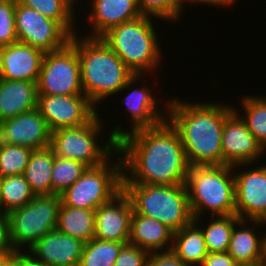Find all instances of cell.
I'll use <instances>...</instances> for the list:
<instances>
[{"instance_id": "cell-35", "label": "cell", "mask_w": 266, "mask_h": 266, "mask_svg": "<svg viewBox=\"0 0 266 266\" xmlns=\"http://www.w3.org/2000/svg\"><path fill=\"white\" fill-rule=\"evenodd\" d=\"M15 8L16 0H0V47L18 42Z\"/></svg>"}, {"instance_id": "cell-38", "label": "cell", "mask_w": 266, "mask_h": 266, "mask_svg": "<svg viewBox=\"0 0 266 266\" xmlns=\"http://www.w3.org/2000/svg\"><path fill=\"white\" fill-rule=\"evenodd\" d=\"M228 252L208 253L200 266H238Z\"/></svg>"}, {"instance_id": "cell-40", "label": "cell", "mask_w": 266, "mask_h": 266, "mask_svg": "<svg viewBox=\"0 0 266 266\" xmlns=\"http://www.w3.org/2000/svg\"><path fill=\"white\" fill-rule=\"evenodd\" d=\"M12 266H46L28 252L14 251Z\"/></svg>"}, {"instance_id": "cell-6", "label": "cell", "mask_w": 266, "mask_h": 266, "mask_svg": "<svg viewBox=\"0 0 266 266\" xmlns=\"http://www.w3.org/2000/svg\"><path fill=\"white\" fill-rule=\"evenodd\" d=\"M133 211L154 218L173 232L193 221L185 184L174 186L122 184Z\"/></svg>"}, {"instance_id": "cell-18", "label": "cell", "mask_w": 266, "mask_h": 266, "mask_svg": "<svg viewBox=\"0 0 266 266\" xmlns=\"http://www.w3.org/2000/svg\"><path fill=\"white\" fill-rule=\"evenodd\" d=\"M84 243L56 229L26 251L46 266H79Z\"/></svg>"}, {"instance_id": "cell-31", "label": "cell", "mask_w": 266, "mask_h": 266, "mask_svg": "<svg viewBox=\"0 0 266 266\" xmlns=\"http://www.w3.org/2000/svg\"><path fill=\"white\" fill-rule=\"evenodd\" d=\"M244 109L241 118L257 142L266 149V97L246 96L242 101Z\"/></svg>"}, {"instance_id": "cell-42", "label": "cell", "mask_w": 266, "mask_h": 266, "mask_svg": "<svg viewBox=\"0 0 266 266\" xmlns=\"http://www.w3.org/2000/svg\"><path fill=\"white\" fill-rule=\"evenodd\" d=\"M14 254H0V266H12Z\"/></svg>"}, {"instance_id": "cell-26", "label": "cell", "mask_w": 266, "mask_h": 266, "mask_svg": "<svg viewBox=\"0 0 266 266\" xmlns=\"http://www.w3.org/2000/svg\"><path fill=\"white\" fill-rule=\"evenodd\" d=\"M57 230L83 242L90 241L95 237V210L61 204Z\"/></svg>"}, {"instance_id": "cell-29", "label": "cell", "mask_w": 266, "mask_h": 266, "mask_svg": "<svg viewBox=\"0 0 266 266\" xmlns=\"http://www.w3.org/2000/svg\"><path fill=\"white\" fill-rule=\"evenodd\" d=\"M0 191L6 214L23 207L35 197L23 174L0 178Z\"/></svg>"}, {"instance_id": "cell-4", "label": "cell", "mask_w": 266, "mask_h": 266, "mask_svg": "<svg viewBox=\"0 0 266 266\" xmlns=\"http://www.w3.org/2000/svg\"><path fill=\"white\" fill-rule=\"evenodd\" d=\"M233 171L230 165L189 167L185 185L193 218L200 219L207 209L215 217L235 214Z\"/></svg>"}, {"instance_id": "cell-32", "label": "cell", "mask_w": 266, "mask_h": 266, "mask_svg": "<svg viewBox=\"0 0 266 266\" xmlns=\"http://www.w3.org/2000/svg\"><path fill=\"white\" fill-rule=\"evenodd\" d=\"M88 168L80 161L54 156L52 167V194L60 195L74 184Z\"/></svg>"}, {"instance_id": "cell-10", "label": "cell", "mask_w": 266, "mask_h": 266, "mask_svg": "<svg viewBox=\"0 0 266 266\" xmlns=\"http://www.w3.org/2000/svg\"><path fill=\"white\" fill-rule=\"evenodd\" d=\"M37 89L38 95L84 94L78 53L70 43L60 50L45 53Z\"/></svg>"}, {"instance_id": "cell-2", "label": "cell", "mask_w": 266, "mask_h": 266, "mask_svg": "<svg viewBox=\"0 0 266 266\" xmlns=\"http://www.w3.org/2000/svg\"><path fill=\"white\" fill-rule=\"evenodd\" d=\"M167 120L178 131L190 166H220L223 163L222 131L231 106L168 100ZM168 113V114H167Z\"/></svg>"}, {"instance_id": "cell-21", "label": "cell", "mask_w": 266, "mask_h": 266, "mask_svg": "<svg viewBox=\"0 0 266 266\" xmlns=\"http://www.w3.org/2000/svg\"><path fill=\"white\" fill-rule=\"evenodd\" d=\"M248 221L249 220H240L238 222L240 229L239 227L237 229L234 226L227 250L239 265L263 263L266 233L263 237H258L256 229L260 227L261 224H266V222L261 220H251L253 223L251 225H255V227H247L246 225L248 224Z\"/></svg>"}, {"instance_id": "cell-39", "label": "cell", "mask_w": 266, "mask_h": 266, "mask_svg": "<svg viewBox=\"0 0 266 266\" xmlns=\"http://www.w3.org/2000/svg\"><path fill=\"white\" fill-rule=\"evenodd\" d=\"M0 254H14L9 238L8 214L0 213Z\"/></svg>"}, {"instance_id": "cell-20", "label": "cell", "mask_w": 266, "mask_h": 266, "mask_svg": "<svg viewBox=\"0 0 266 266\" xmlns=\"http://www.w3.org/2000/svg\"><path fill=\"white\" fill-rule=\"evenodd\" d=\"M173 235L174 232L160 221L133 211L129 244L148 253L166 252L172 249Z\"/></svg>"}, {"instance_id": "cell-41", "label": "cell", "mask_w": 266, "mask_h": 266, "mask_svg": "<svg viewBox=\"0 0 266 266\" xmlns=\"http://www.w3.org/2000/svg\"><path fill=\"white\" fill-rule=\"evenodd\" d=\"M236 1H238V0H181V3L183 5L184 2H187V3L190 2V4H192V2H193V3H199V4H201V3L209 4L211 6L214 5V6H222V7L227 6V7H229L230 5L232 6L233 3Z\"/></svg>"}, {"instance_id": "cell-8", "label": "cell", "mask_w": 266, "mask_h": 266, "mask_svg": "<svg viewBox=\"0 0 266 266\" xmlns=\"http://www.w3.org/2000/svg\"><path fill=\"white\" fill-rule=\"evenodd\" d=\"M61 197L58 194L35 196L23 207L8 214L9 238L14 251L32 247L45 234L57 229Z\"/></svg>"}, {"instance_id": "cell-45", "label": "cell", "mask_w": 266, "mask_h": 266, "mask_svg": "<svg viewBox=\"0 0 266 266\" xmlns=\"http://www.w3.org/2000/svg\"><path fill=\"white\" fill-rule=\"evenodd\" d=\"M263 266H266V246H265V253H264V258H263Z\"/></svg>"}, {"instance_id": "cell-16", "label": "cell", "mask_w": 266, "mask_h": 266, "mask_svg": "<svg viewBox=\"0 0 266 266\" xmlns=\"http://www.w3.org/2000/svg\"><path fill=\"white\" fill-rule=\"evenodd\" d=\"M133 206L123 189L95 210V238L129 242Z\"/></svg>"}, {"instance_id": "cell-13", "label": "cell", "mask_w": 266, "mask_h": 266, "mask_svg": "<svg viewBox=\"0 0 266 266\" xmlns=\"http://www.w3.org/2000/svg\"><path fill=\"white\" fill-rule=\"evenodd\" d=\"M226 117L222 131V153L225 165L237 168L257 162L265 150L248 130L237 110ZM262 154V155H261Z\"/></svg>"}, {"instance_id": "cell-12", "label": "cell", "mask_w": 266, "mask_h": 266, "mask_svg": "<svg viewBox=\"0 0 266 266\" xmlns=\"http://www.w3.org/2000/svg\"><path fill=\"white\" fill-rule=\"evenodd\" d=\"M95 108L84 94L38 95L37 109L51 132L89 123L99 114Z\"/></svg>"}, {"instance_id": "cell-3", "label": "cell", "mask_w": 266, "mask_h": 266, "mask_svg": "<svg viewBox=\"0 0 266 266\" xmlns=\"http://www.w3.org/2000/svg\"><path fill=\"white\" fill-rule=\"evenodd\" d=\"M77 34L71 36L69 43L78 53L84 95L95 107L111 95L128 87L130 90L144 76L134 75L100 37L87 35L80 39Z\"/></svg>"}, {"instance_id": "cell-23", "label": "cell", "mask_w": 266, "mask_h": 266, "mask_svg": "<svg viewBox=\"0 0 266 266\" xmlns=\"http://www.w3.org/2000/svg\"><path fill=\"white\" fill-rule=\"evenodd\" d=\"M127 110L130 113L132 130L155 127L167 120L165 114L160 112L157 100L151 95V89L147 86L131 89V92L123 98ZM163 113V114H162Z\"/></svg>"}, {"instance_id": "cell-17", "label": "cell", "mask_w": 266, "mask_h": 266, "mask_svg": "<svg viewBox=\"0 0 266 266\" xmlns=\"http://www.w3.org/2000/svg\"><path fill=\"white\" fill-rule=\"evenodd\" d=\"M45 52L15 42L0 47V79L38 82Z\"/></svg>"}, {"instance_id": "cell-33", "label": "cell", "mask_w": 266, "mask_h": 266, "mask_svg": "<svg viewBox=\"0 0 266 266\" xmlns=\"http://www.w3.org/2000/svg\"><path fill=\"white\" fill-rule=\"evenodd\" d=\"M32 151L29 147L0 143V178L23 174Z\"/></svg>"}, {"instance_id": "cell-1", "label": "cell", "mask_w": 266, "mask_h": 266, "mask_svg": "<svg viewBox=\"0 0 266 266\" xmlns=\"http://www.w3.org/2000/svg\"><path fill=\"white\" fill-rule=\"evenodd\" d=\"M121 127L116 125L110 135L117 141L116 155L123 156L122 184L174 186L186 183L190 165L178 131L168 120L134 131ZM128 171L130 176L126 174Z\"/></svg>"}, {"instance_id": "cell-11", "label": "cell", "mask_w": 266, "mask_h": 266, "mask_svg": "<svg viewBox=\"0 0 266 266\" xmlns=\"http://www.w3.org/2000/svg\"><path fill=\"white\" fill-rule=\"evenodd\" d=\"M15 29L18 42L38 48L45 53L65 47L71 34L58 22L33 8L16 2Z\"/></svg>"}, {"instance_id": "cell-43", "label": "cell", "mask_w": 266, "mask_h": 266, "mask_svg": "<svg viewBox=\"0 0 266 266\" xmlns=\"http://www.w3.org/2000/svg\"><path fill=\"white\" fill-rule=\"evenodd\" d=\"M0 213H5L2 205L1 191H0Z\"/></svg>"}, {"instance_id": "cell-44", "label": "cell", "mask_w": 266, "mask_h": 266, "mask_svg": "<svg viewBox=\"0 0 266 266\" xmlns=\"http://www.w3.org/2000/svg\"><path fill=\"white\" fill-rule=\"evenodd\" d=\"M238 266H263L262 263H258V264H245V265H238Z\"/></svg>"}, {"instance_id": "cell-25", "label": "cell", "mask_w": 266, "mask_h": 266, "mask_svg": "<svg viewBox=\"0 0 266 266\" xmlns=\"http://www.w3.org/2000/svg\"><path fill=\"white\" fill-rule=\"evenodd\" d=\"M54 152L50 146L32 151L23 173L35 196L52 195Z\"/></svg>"}, {"instance_id": "cell-37", "label": "cell", "mask_w": 266, "mask_h": 266, "mask_svg": "<svg viewBox=\"0 0 266 266\" xmlns=\"http://www.w3.org/2000/svg\"><path fill=\"white\" fill-rule=\"evenodd\" d=\"M146 266H189L183 263L171 250L149 253Z\"/></svg>"}, {"instance_id": "cell-22", "label": "cell", "mask_w": 266, "mask_h": 266, "mask_svg": "<svg viewBox=\"0 0 266 266\" xmlns=\"http://www.w3.org/2000/svg\"><path fill=\"white\" fill-rule=\"evenodd\" d=\"M37 83L0 79V121L37 108Z\"/></svg>"}, {"instance_id": "cell-28", "label": "cell", "mask_w": 266, "mask_h": 266, "mask_svg": "<svg viewBox=\"0 0 266 266\" xmlns=\"http://www.w3.org/2000/svg\"><path fill=\"white\" fill-rule=\"evenodd\" d=\"M76 0H16L17 3L33 8L45 17L58 21L71 35L74 31L76 20L74 3ZM73 6V7H72Z\"/></svg>"}, {"instance_id": "cell-27", "label": "cell", "mask_w": 266, "mask_h": 266, "mask_svg": "<svg viewBox=\"0 0 266 266\" xmlns=\"http://www.w3.org/2000/svg\"><path fill=\"white\" fill-rule=\"evenodd\" d=\"M210 223L201 228L208 253L227 252L234 226L241 220L236 214L211 216Z\"/></svg>"}, {"instance_id": "cell-30", "label": "cell", "mask_w": 266, "mask_h": 266, "mask_svg": "<svg viewBox=\"0 0 266 266\" xmlns=\"http://www.w3.org/2000/svg\"><path fill=\"white\" fill-rule=\"evenodd\" d=\"M127 243L94 237L84 243L79 266H113L120 250Z\"/></svg>"}, {"instance_id": "cell-19", "label": "cell", "mask_w": 266, "mask_h": 266, "mask_svg": "<svg viewBox=\"0 0 266 266\" xmlns=\"http://www.w3.org/2000/svg\"><path fill=\"white\" fill-rule=\"evenodd\" d=\"M91 13L88 15L92 32L88 37H101L113 26L142 16L137 0H90Z\"/></svg>"}, {"instance_id": "cell-9", "label": "cell", "mask_w": 266, "mask_h": 266, "mask_svg": "<svg viewBox=\"0 0 266 266\" xmlns=\"http://www.w3.org/2000/svg\"><path fill=\"white\" fill-rule=\"evenodd\" d=\"M120 158L121 156L117 158L116 164L108 159L99 166L88 167L74 184L60 194L62 204L96 210L109 202L122 190L123 170Z\"/></svg>"}, {"instance_id": "cell-24", "label": "cell", "mask_w": 266, "mask_h": 266, "mask_svg": "<svg viewBox=\"0 0 266 266\" xmlns=\"http://www.w3.org/2000/svg\"><path fill=\"white\" fill-rule=\"evenodd\" d=\"M199 218L174 232L171 251L185 264L189 266H200L208 251ZM200 227V228H199Z\"/></svg>"}, {"instance_id": "cell-34", "label": "cell", "mask_w": 266, "mask_h": 266, "mask_svg": "<svg viewBox=\"0 0 266 266\" xmlns=\"http://www.w3.org/2000/svg\"><path fill=\"white\" fill-rule=\"evenodd\" d=\"M137 4L142 15L160 20L177 21L183 10L181 0H137Z\"/></svg>"}, {"instance_id": "cell-15", "label": "cell", "mask_w": 266, "mask_h": 266, "mask_svg": "<svg viewBox=\"0 0 266 266\" xmlns=\"http://www.w3.org/2000/svg\"><path fill=\"white\" fill-rule=\"evenodd\" d=\"M51 131L37 108L0 121V143L29 147L50 146Z\"/></svg>"}, {"instance_id": "cell-7", "label": "cell", "mask_w": 266, "mask_h": 266, "mask_svg": "<svg viewBox=\"0 0 266 266\" xmlns=\"http://www.w3.org/2000/svg\"><path fill=\"white\" fill-rule=\"evenodd\" d=\"M98 115L85 125L52 131L50 147L54 156L80 161L88 167L99 166L114 156L117 141L111 135L105 145L97 141L104 129V121Z\"/></svg>"}, {"instance_id": "cell-5", "label": "cell", "mask_w": 266, "mask_h": 266, "mask_svg": "<svg viewBox=\"0 0 266 266\" xmlns=\"http://www.w3.org/2000/svg\"><path fill=\"white\" fill-rule=\"evenodd\" d=\"M151 21L150 16L142 15L113 26L100 37L134 75L150 73L160 65L163 54Z\"/></svg>"}, {"instance_id": "cell-14", "label": "cell", "mask_w": 266, "mask_h": 266, "mask_svg": "<svg viewBox=\"0 0 266 266\" xmlns=\"http://www.w3.org/2000/svg\"><path fill=\"white\" fill-rule=\"evenodd\" d=\"M234 178L235 214L241 220L266 222V164L234 172Z\"/></svg>"}, {"instance_id": "cell-36", "label": "cell", "mask_w": 266, "mask_h": 266, "mask_svg": "<svg viewBox=\"0 0 266 266\" xmlns=\"http://www.w3.org/2000/svg\"><path fill=\"white\" fill-rule=\"evenodd\" d=\"M149 253L135 245L125 244L113 266H146Z\"/></svg>"}]
</instances>
